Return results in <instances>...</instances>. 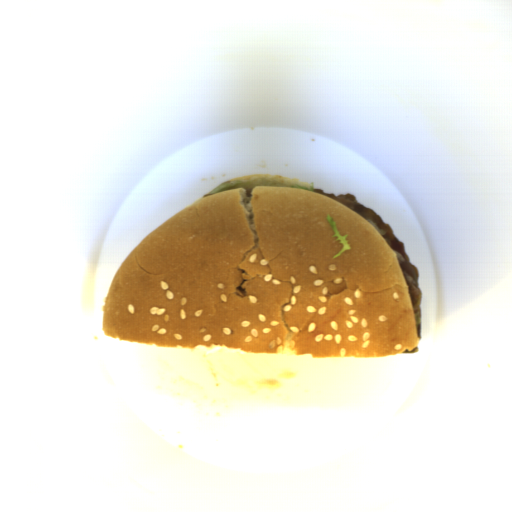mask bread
<instances>
[{"instance_id": "obj_1", "label": "bread", "mask_w": 512, "mask_h": 512, "mask_svg": "<svg viewBox=\"0 0 512 512\" xmlns=\"http://www.w3.org/2000/svg\"><path fill=\"white\" fill-rule=\"evenodd\" d=\"M328 214L350 249L339 257ZM106 336L159 347L377 357L419 344L397 253L361 215L314 191L207 194L117 270Z\"/></svg>"}, {"instance_id": "obj_2", "label": "bread", "mask_w": 512, "mask_h": 512, "mask_svg": "<svg viewBox=\"0 0 512 512\" xmlns=\"http://www.w3.org/2000/svg\"><path fill=\"white\" fill-rule=\"evenodd\" d=\"M258 179H265L270 182H284L288 185H302L308 189L311 185L310 183H307V182H301L297 178H288V177H283V176H278V175H269V174H260V173L239 176V177L227 180L224 183L230 182V181H252V180H258Z\"/></svg>"}]
</instances>
